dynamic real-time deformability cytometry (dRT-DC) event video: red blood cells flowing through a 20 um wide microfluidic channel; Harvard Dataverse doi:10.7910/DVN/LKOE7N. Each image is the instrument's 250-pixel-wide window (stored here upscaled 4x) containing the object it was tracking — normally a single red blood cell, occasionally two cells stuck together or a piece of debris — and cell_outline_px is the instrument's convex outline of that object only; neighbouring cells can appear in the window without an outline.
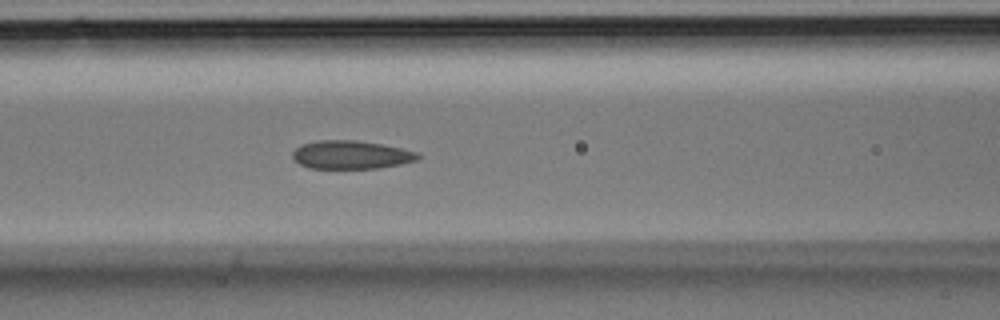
{"species": "Egyptian fruit bat (a non-hibernating species)", "species_latin": "Rousettus aegyptiacus", "temperature_condition": "room temperature", "stored_images_in_passage": 26, "camera_frame_rate_fps": 3000, "um_per_image_px": 0.085, "animal": {"sex": "male"}, "frame": {"image": 1, "passage_image": 5, "time_ms": 1.333, "image_size_px": [1000, 320], "cell_outline_px": [[420, 156], [416, 160], [400, 164], [376, 168], [312, 168], [300, 164], [292, 156], [292, 152], [300, 144], [320, 140], [356, 140], [380, 144], [400, 148], [416, 152]], "centroid_in_image_um": [29.8, 13.15], "position_along_channel_um": 136.8, "area_um2": 20.4}}
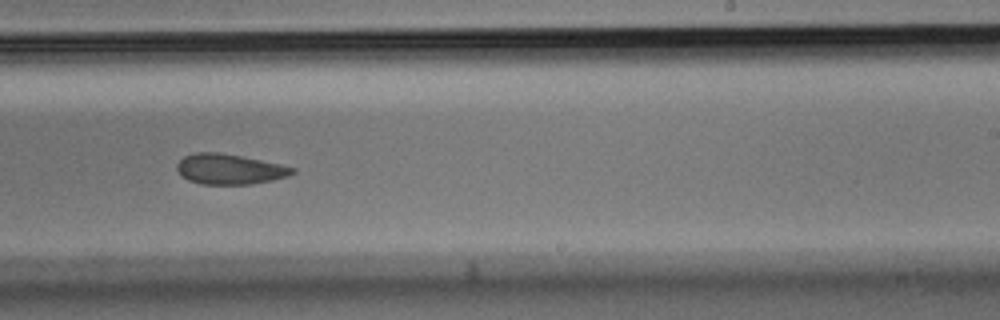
{"frame": {"image": 2, "passage_image": 12, "time_ms": 3.667, "image_size_px": [1000, 320], "cell_outline_px": [[296, 172], [288, 176], [272, 180], [252, 184], [204, 184], [188, 180], [176, 168], [176, 164], [184, 156], [196, 152], [220, 152], [280, 164], [296, 168]], "centroid_in_image_um": [19.53, 14.37], "position_along_channel_um": 269.5, "area_um2": 20.23}}
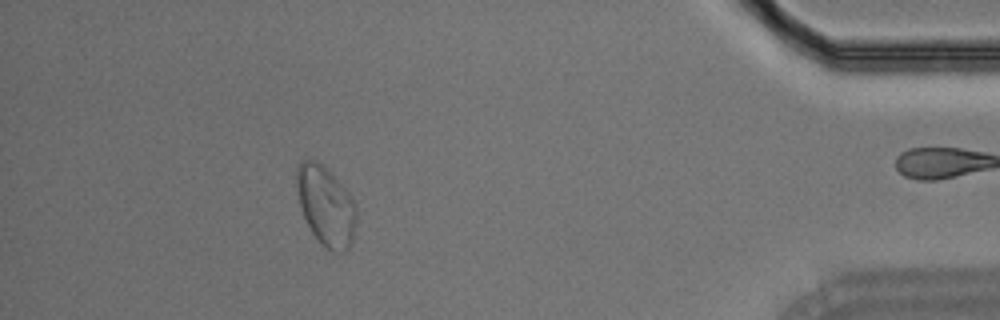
{"frame": {"image": 3, "passage_image": 22, "time_ms": 7.0, "image_size_px": [1000, 320], "cell_outline_px": [[356, 216], [352, 244], [344, 252], [340, 252], [328, 248], [312, 232], [304, 216], [300, 204], [296, 184], [296, 168], [300, 160], [316, 160], [344, 188], [356, 204]], "centroid_in_image_um": [27.69, 17.49], "position_along_channel_um": 407.5, "area_um2": 26.88}}